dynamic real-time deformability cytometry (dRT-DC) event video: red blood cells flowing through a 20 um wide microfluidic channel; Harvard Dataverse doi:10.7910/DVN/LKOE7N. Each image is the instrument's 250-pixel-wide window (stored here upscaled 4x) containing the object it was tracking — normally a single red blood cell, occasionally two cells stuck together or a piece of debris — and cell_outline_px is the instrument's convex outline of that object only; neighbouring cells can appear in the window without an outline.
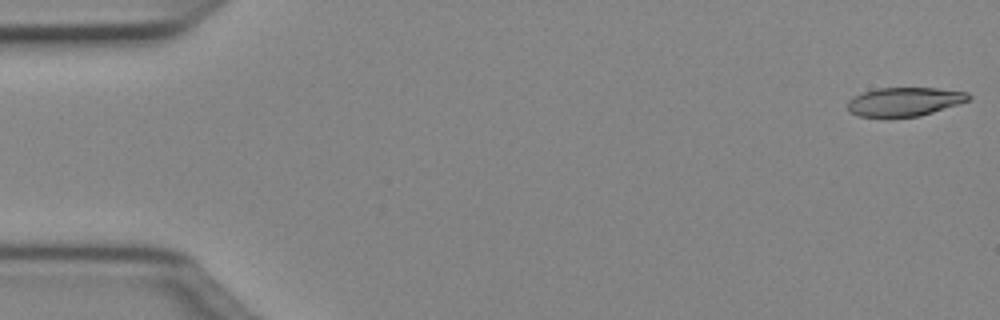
{"species": "Egyptian fruit bat (a non-hibernating species)", "species_latin": "Rousettus aegyptiacus", "temperature_condition": "cold", "stored_images_in_passage": 50, "camera_frame_rate_fps": 3000, "um_per_image_px": 0.085, "animal": {"sex": "female"}, "frame": {"image": 1, "passage_image": 1, "time_ms": 0.0, "image_size_px": [1000, 320], "cell_outline_px": [[972, 96], [968, 100], [920, 116], [856, 116], [848, 108], [848, 100], [852, 96], [876, 88], [936, 88], [968, 92]], "centroid_in_image_um": [76.86, 8.62], "position_along_channel_um": 8.1, "area_um2": 19.94}}
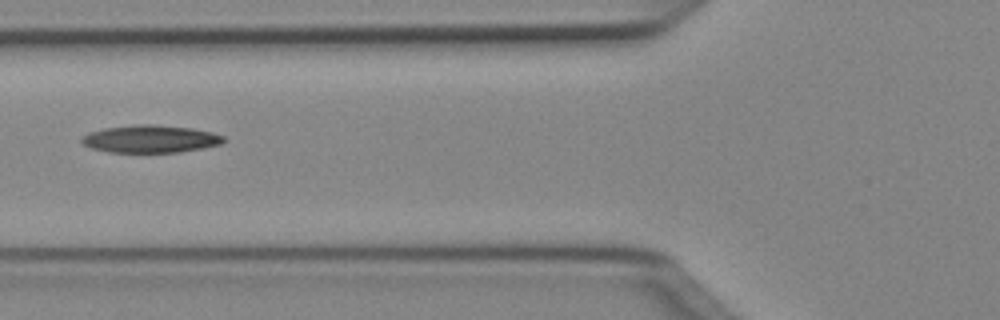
{"frame": {"image": 2, "passage_image": 19, "time_ms": 6.0, "image_size_px": [1000, 320], "cell_outline_px": [[224, 140], [220, 144], [180, 152], [108, 152], [92, 148], [84, 144], [80, 140], [88, 132], [104, 128], [140, 124], [152, 124], [192, 128], [212, 132], [224, 136]], "centroid_in_image_um": [12.77, 11.8], "position_along_channel_um": 113.0, "area_um2": 22.6}}
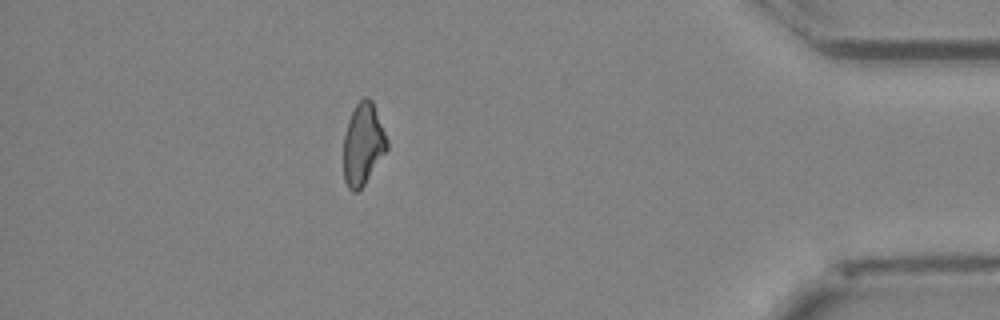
{"frame": {"image": 3, "passage_image": 44, "time_ms": 14.333, "image_size_px": [1000, 320], "cell_outline_px": [[388, 148], [364, 184], [356, 192], [352, 192], [348, 188], [344, 180], [344, 136], [348, 120], [356, 104], [364, 96], [368, 96], [372, 100], [388, 140]], "centroid_in_image_um": [30.85, 12.24], "position_along_channel_um": 404.3, "area_um2": 20.58}}